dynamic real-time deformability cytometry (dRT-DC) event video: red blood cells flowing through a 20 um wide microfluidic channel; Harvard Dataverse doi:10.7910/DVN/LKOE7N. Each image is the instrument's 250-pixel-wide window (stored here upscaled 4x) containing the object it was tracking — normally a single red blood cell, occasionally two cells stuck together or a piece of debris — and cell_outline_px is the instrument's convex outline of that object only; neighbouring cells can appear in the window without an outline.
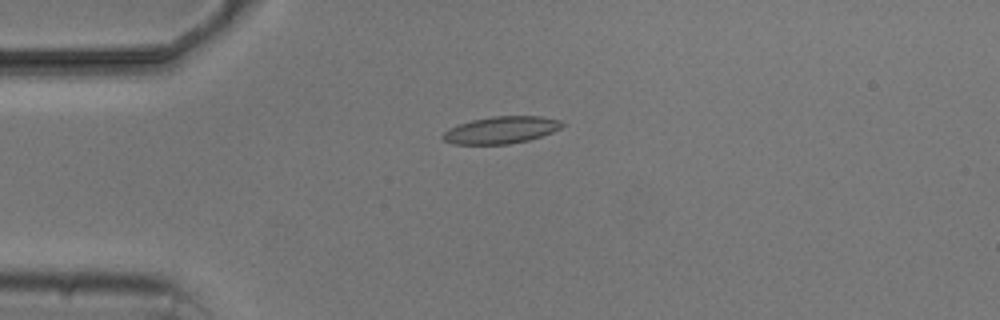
{"species": "common noctule bat (a hibernating species)", "species_latin": "Nyctalus noctula", "temperature_condition": "cold", "stored_images_in_passage": 7, "camera_frame_rate_fps": 3000, "um_per_image_px": 0.085, "animal": {"sex": "male", "body_mass_g": 20.5, "forearm_length_mm": 52.5}, "frame": {"image": 1, "passage_image": 4, "time_ms": 3.333, "image_size_px": [1000, 320], "cell_outline_px": [[568, 124], [552, 132], [528, 140], [508, 144], [452, 144], [444, 140], [440, 136], [444, 132], [460, 124], [472, 120], [492, 116], [540, 116], [560, 120]], "centroid_in_image_um": [42.63, 11.05], "position_along_channel_um": 42.4, "area_um2": 18.73}}
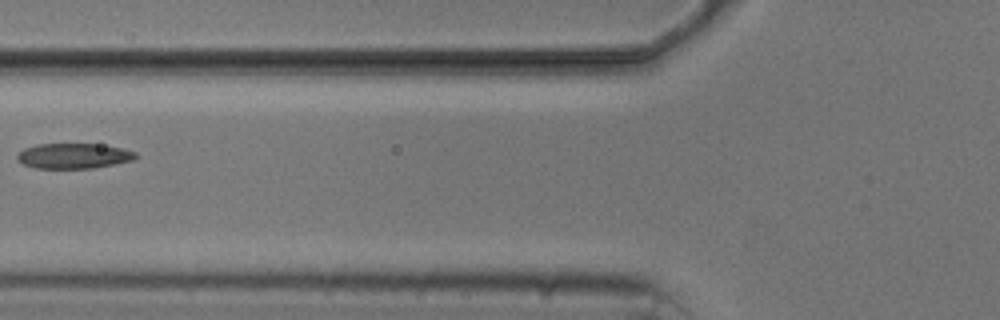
{"frame": {"image": 2, "passage_image": 6, "time_ms": 6.0, "image_size_px": [1000, 320], "cell_outline_px": [[140, 156], [136, 160], [116, 164], [92, 168], [32, 168], [16, 160], [16, 156], [24, 148], [36, 144], [100, 144], [120, 148], [136, 152]], "centroid_in_image_um": [6.29, 13.25], "position_along_channel_um": 119.5, "area_um2": 17.63}}
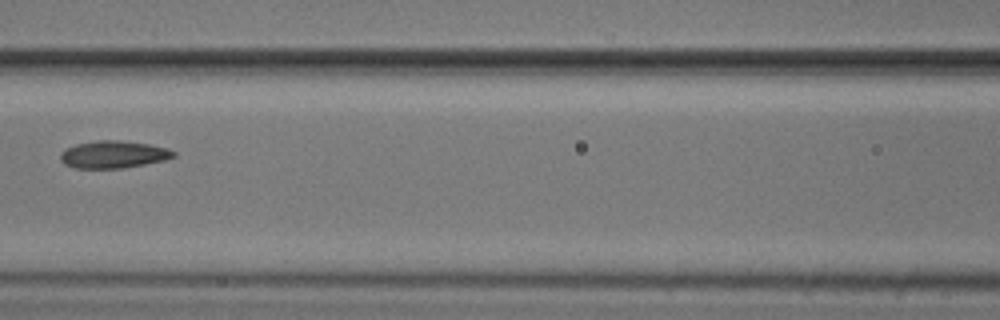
{"frame": {"image": 3, "passage_image": 7, "time_ms": 7.0, "image_size_px": [1000, 320], "cell_outline_px": [[176, 156], [164, 160], [124, 168], [76, 168], [64, 164], [60, 160], [60, 152], [76, 144], [96, 140], [116, 140], [148, 144], [168, 148], [176, 152]], "centroid_in_image_um": [9.64, 13.13], "position_along_channel_um": 157.0, "area_um2": 17.98}}